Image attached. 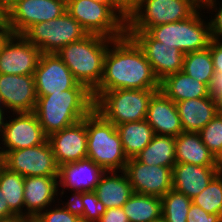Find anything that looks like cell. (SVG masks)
<instances>
[{"label": "cell", "mask_w": 222, "mask_h": 222, "mask_svg": "<svg viewBox=\"0 0 222 222\" xmlns=\"http://www.w3.org/2000/svg\"><path fill=\"white\" fill-rule=\"evenodd\" d=\"M117 89H160L144 52L127 34L108 46L101 81L92 91L94 101L104 91Z\"/></svg>", "instance_id": "obj_1"}, {"label": "cell", "mask_w": 222, "mask_h": 222, "mask_svg": "<svg viewBox=\"0 0 222 222\" xmlns=\"http://www.w3.org/2000/svg\"><path fill=\"white\" fill-rule=\"evenodd\" d=\"M37 97L34 112L47 136L78 123L94 110V98L88 88Z\"/></svg>", "instance_id": "obj_2"}, {"label": "cell", "mask_w": 222, "mask_h": 222, "mask_svg": "<svg viewBox=\"0 0 222 222\" xmlns=\"http://www.w3.org/2000/svg\"><path fill=\"white\" fill-rule=\"evenodd\" d=\"M113 39L89 34L82 40L67 44L56 54L72 75L91 92L99 85L108 46Z\"/></svg>", "instance_id": "obj_3"}, {"label": "cell", "mask_w": 222, "mask_h": 222, "mask_svg": "<svg viewBox=\"0 0 222 222\" xmlns=\"http://www.w3.org/2000/svg\"><path fill=\"white\" fill-rule=\"evenodd\" d=\"M87 158L105 171H124L129 160L113 123L93 110L86 116Z\"/></svg>", "instance_id": "obj_4"}, {"label": "cell", "mask_w": 222, "mask_h": 222, "mask_svg": "<svg viewBox=\"0 0 222 222\" xmlns=\"http://www.w3.org/2000/svg\"><path fill=\"white\" fill-rule=\"evenodd\" d=\"M203 11V12H202ZM205 10L200 7L189 18L151 27L147 32L164 45L178 48L184 54L203 50L209 47L212 40L209 17H205Z\"/></svg>", "instance_id": "obj_5"}, {"label": "cell", "mask_w": 222, "mask_h": 222, "mask_svg": "<svg viewBox=\"0 0 222 222\" xmlns=\"http://www.w3.org/2000/svg\"><path fill=\"white\" fill-rule=\"evenodd\" d=\"M160 89H117L104 91L94 110L115 126L145 120L150 99Z\"/></svg>", "instance_id": "obj_6"}, {"label": "cell", "mask_w": 222, "mask_h": 222, "mask_svg": "<svg viewBox=\"0 0 222 222\" xmlns=\"http://www.w3.org/2000/svg\"><path fill=\"white\" fill-rule=\"evenodd\" d=\"M200 6L193 0H139L127 19L126 31H148L151 27L185 20Z\"/></svg>", "instance_id": "obj_7"}, {"label": "cell", "mask_w": 222, "mask_h": 222, "mask_svg": "<svg viewBox=\"0 0 222 222\" xmlns=\"http://www.w3.org/2000/svg\"><path fill=\"white\" fill-rule=\"evenodd\" d=\"M22 35L42 53H57L67 44L84 39L89 33L66 11L58 18L33 24Z\"/></svg>", "instance_id": "obj_8"}, {"label": "cell", "mask_w": 222, "mask_h": 222, "mask_svg": "<svg viewBox=\"0 0 222 222\" xmlns=\"http://www.w3.org/2000/svg\"><path fill=\"white\" fill-rule=\"evenodd\" d=\"M66 11L89 34L118 39L126 34V22L107 4L92 0H66Z\"/></svg>", "instance_id": "obj_9"}, {"label": "cell", "mask_w": 222, "mask_h": 222, "mask_svg": "<svg viewBox=\"0 0 222 222\" xmlns=\"http://www.w3.org/2000/svg\"><path fill=\"white\" fill-rule=\"evenodd\" d=\"M5 114L0 136V158L8 151L41 145L48 140L35 112ZM15 114V115H14ZM14 117V118H12ZM7 119H9L7 121ZM2 144V145H1Z\"/></svg>", "instance_id": "obj_10"}, {"label": "cell", "mask_w": 222, "mask_h": 222, "mask_svg": "<svg viewBox=\"0 0 222 222\" xmlns=\"http://www.w3.org/2000/svg\"><path fill=\"white\" fill-rule=\"evenodd\" d=\"M0 163L24 177H58L59 173V165L48 140L34 147L8 151L0 158Z\"/></svg>", "instance_id": "obj_11"}, {"label": "cell", "mask_w": 222, "mask_h": 222, "mask_svg": "<svg viewBox=\"0 0 222 222\" xmlns=\"http://www.w3.org/2000/svg\"><path fill=\"white\" fill-rule=\"evenodd\" d=\"M66 12V0H20L6 13L4 23L11 34L22 35L33 24L47 22Z\"/></svg>", "instance_id": "obj_12"}, {"label": "cell", "mask_w": 222, "mask_h": 222, "mask_svg": "<svg viewBox=\"0 0 222 222\" xmlns=\"http://www.w3.org/2000/svg\"><path fill=\"white\" fill-rule=\"evenodd\" d=\"M41 54L23 35L9 33L0 45V74L34 75Z\"/></svg>", "instance_id": "obj_13"}, {"label": "cell", "mask_w": 222, "mask_h": 222, "mask_svg": "<svg viewBox=\"0 0 222 222\" xmlns=\"http://www.w3.org/2000/svg\"><path fill=\"white\" fill-rule=\"evenodd\" d=\"M126 34L142 49L159 81L182 71L185 54L178 48H169L155 40L147 31H126Z\"/></svg>", "instance_id": "obj_14"}, {"label": "cell", "mask_w": 222, "mask_h": 222, "mask_svg": "<svg viewBox=\"0 0 222 222\" xmlns=\"http://www.w3.org/2000/svg\"><path fill=\"white\" fill-rule=\"evenodd\" d=\"M33 76L37 96L72 88H87L75 79L70 69L56 53H42Z\"/></svg>", "instance_id": "obj_15"}, {"label": "cell", "mask_w": 222, "mask_h": 222, "mask_svg": "<svg viewBox=\"0 0 222 222\" xmlns=\"http://www.w3.org/2000/svg\"><path fill=\"white\" fill-rule=\"evenodd\" d=\"M134 193L162 197L172 186V168L147 165L130 158L124 169Z\"/></svg>", "instance_id": "obj_16"}, {"label": "cell", "mask_w": 222, "mask_h": 222, "mask_svg": "<svg viewBox=\"0 0 222 222\" xmlns=\"http://www.w3.org/2000/svg\"><path fill=\"white\" fill-rule=\"evenodd\" d=\"M37 98L33 75L0 74V101L5 114L33 112Z\"/></svg>", "instance_id": "obj_17"}, {"label": "cell", "mask_w": 222, "mask_h": 222, "mask_svg": "<svg viewBox=\"0 0 222 222\" xmlns=\"http://www.w3.org/2000/svg\"><path fill=\"white\" fill-rule=\"evenodd\" d=\"M59 166L87 158L86 117L78 123L48 136Z\"/></svg>", "instance_id": "obj_18"}, {"label": "cell", "mask_w": 222, "mask_h": 222, "mask_svg": "<svg viewBox=\"0 0 222 222\" xmlns=\"http://www.w3.org/2000/svg\"><path fill=\"white\" fill-rule=\"evenodd\" d=\"M106 171L93 160L84 158L59 166L58 191L60 198L68 191L92 192ZM70 189V190H69Z\"/></svg>", "instance_id": "obj_19"}, {"label": "cell", "mask_w": 222, "mask_h": 222, "mask_svg": "<svg viewBox=\"0 0 222 222\" xmlns=\"http://www.w3.org/2000/svg\"><path fill=\"white\" fill-rule=\"evenodd\" d=\"M58 177L31 176L24 179V220L36 217L40 212L56 204L58 198ZM55 202V203H54Z\"/></svg>", "instance_id": "obj_20"}, {"label": "cell", "mask_w": 222, "mask_h": 222, "mask_svg": "<svg viewBox=\"0 0 222 222\" xmlns=\"http://www.w3.org/2000/svg\"><path fill=\"white\" fill-rule=\"evenodd\" d=\"M145 120L157 135L177 137L184 132L176 103L160 90L150 99Z\"/></svg>", "instance_id": "obj_21"}, {"label": "cell", "mask_w": 222, "mask_h": 222, "mask_svg": "<svg viewBox=\"0 0 222 222\" xmlns=\"http://www.w3.org/2000/svg\"><path fill=\"white\" fill-rule=\"evenodd\" d=\"M218 173L216 166L176 163L172 167V186L191 200L202 192Z\"/></svg>", "instance_id": "obj_22"}, {"label": "cell", "mask_w": 222, "mask_h": 222, "mask_svg": "<svg viewBox=\"0 0 222 222\" xmlns=\"http://www.w3.org/2000/svg\"><path fill=\"white\" fill-rule=\"evenodd\" d=\"M176 106L184 132H199L218 114L215 97L211 95L179 101Z\"/></svg>", "instance_id": "obj_23"}, {"label": "cell", "mask_w": 222, "mask_h": 222, "mask_svg": "<svg viewBox=\"0 0 222 222\" xmlns=\"http://www.w3.org/2000/svg\"><path fill=\"white\" fill-rule=\"evenodd\" d=\"M94 192L106 209L123 207L134 193L124 171H106Z\"/></svg>", "instance_id": "obj_24"}, {"label": "cell", "mask_w": 222, "mask_h": 222, "mask_svg": "<svg viewBox=\"0 0 222 222\" xmlns=\"http://www.w3.org/2000/svg\"><path fill=\"white\" fill-rule=\"evenodd\" d=\"M176 163L216 166L215 156L202 142L199 132H183L175 137Z\"/></svg>", "instance_id": "obj_25"}, {"label": "cell", "mask_w": 222, "mask_h": 222, "mask_svg": "<svg viewBox=\"0 0 222 222\" xmlns=\"http://www.w3.org/2000/svg\"><path fill=\"white\" fill-rule=\"evenodd\" d=\"M160 91L175 103L210 95L206 84L193 79L183 71L171 74L160 81Z\"/></svg>", "instance_id": "obj_26"}, {"label": "cell", "mask_w": 222, "mask_h": 222, "mask_svg": "<svg viewBox=\"0 0 222 222\" xmlns=\"http://www.w3.org/2000/svg\"><path fill=\"white\" fill-rule=\"evenodd\" d=\"M116 128L128 159L135 158L155 136L153 128L146 120L126 122Z\"/></svg>", "instance_id": "obj_27"}, {"label": "cell", "mask_w": 222, "mask_h": 222, "mask_svg": "<svg viewBox=\"0 0 222 222\" xmlns=\"http://www.w3.org/2000/svg\"><path fill=\"white\" fill-rule=\"evenodd\" d=\"M135 159L147 165L172 168L176 164L175 137L155 134Z\"/></svg>", "instance_id": "obj_28"}, {"label": "cell", "mask_w": 222, "mask_h": 222, "mask_svg": "<svg viewBox=\"0 0 222 222\" xmlns=\"http://www.w3.org/2000/svg\"><path fill=\"white\" fill-rule=\"evenodd\" d=\"M24 179V176L8 170L0 163V193L20 221L24 220Z\"/></svg>", "instance_id": "obj_29"}, {"label": "cell", "mask_w": 222, "mask_h": 222, "mask_svg": "<svg viewBox=\"0 0 222 222\" xmlns=\"http://www.w3.org/2000/svg\"><path fill=\"white\" fill-rule=\"evenodd\" d=\"M129 222H151L162 216L161 197L133 193L123 205Z\"/></svg>", "instance_id": "obj_30"}, {"label": "cell", "mask_w": 222, "mask_h": 222, "mask_svg": "<svg viewBox=\"0 0 222 222\" xmlns=\"http://www.w3.org/2000/svg\"><path fill=\"white\" fill-rule=\"evenodd\" d=\"M182 71L209 87L215 73L210 45L206 49L186 53Z\"/></svg>", "instance_id": "obj_31"}, {"label": "cell", "mask_w": 222, "mask_h": 222, "mask_svg": "<svg viewBox=\"0 0 222 222\" xmlns=\"http://www.w3.org/2000/svg\"><path fill=\"white\" fill-rule=\"evenodd\" d=\"M161 200L162 217L166 222H187V214L192 204L189 197L172 189L162 196Z\"/></svg>", "instance_id": "obj_32"}, {"label": "cell", "mask_w": 222, "mask_h": 222, "mask_svg": "<svg viewBox=\"0 0 222 222\" xmlns=\"http://www.w3.org/2000/svg\"><path fill=\"white\" fill-rule=\"evenodd\" d=\"M192 203L209 214L222 217V172H218L207 187L192 199Z\"/></svg>", "instance_id": "obj_33"}, {"label": "cell", "mask_w": 222, "mask_h": 222, "mask_svg": "<svg viewBox=\"0 0 222 222\" xmlns=\"http://www.w3.org/2000/svg\"><path fill=\"white\" fill-rule=\"evenodd\" d=\"M199 134L202 142L216 156L222 149V115L217 114Z\"/></svg>", "instance_id": "obj_34"}, {"label": "cell", "mask_w": 222, "mask_h": 222, "mask_svg": "<svg viewBox=\"0 0 222 222\" xmlns=\"http://www.w3.org/2000/svg\"><path fill=\"white\" fill-rule=\"evenodd\" d=\"M82 203L84 205L83 222H98L106 211L104 204L94 191L83 192Z\"/></svg>", "instance_id": "obj_35"}, {"label": "cell", "mask_w": 222, "mask_h": 222, "mask_svg": "<svg viewBox=\"0 0 222 222\" xmlns=\"http://www.w3.org/2000/svg\"><path fill=\"white\" fill-rule=\"evenodd\" d=\"M55 207V208H54ZM39 222H82L81 218L71 214L59 203L48 207L35 217Z\"/></svg>", "instance_id": "obj_36"}, {"label": "cell", "mask_w": 222, "mask_h": 222, "mask_svg": "<svg viewBox=\"0 0 222 222\" xmlns=\"http://www.w3.org/2000/svg\"><path fill=\"white\" fill-rule=\"evenodd\" d=\"M203 9H205V11L207 10L205 14L209 13V17L211 12H212L211 15L212 14L214 15L211 16V18H209L212 39L217 41H222V2H219L218 0H212L209 3H207L203 7Z\"/></svg>", "instance_id": "obj_37"}, {"label": "cell", "mask_w": 222, "mask_h": 222, "mask_svg": "<svg viewBox=\"0 0 222 222\" xmlns=\"http://www.w3.org/2000/svg\"><path fill=\"white\" fill-rule=\"evenodd\" d=\"M139 0H109V6L125 21L136 11Z\"/></svg>", "instance_id": "obj_38"}, {"label": "cell", "mask_w": 222, "mask_h": 222, "mask_svg": "<svg viewBox=\"0 0 222 222\" xmlns=\"http://www.w3.org/2000/svg\"><path fill=\"white\" fill-rule=\"evenodd\" d=\"M187 222H222V217L218 214H209L195 204H191L187 214Z\"/></svg>", "instance_id": "obj_39"}, {"label": "cell", "mask_w": 222, "mask_h": 222, "mask_svg": "<svg viewBox=\"0 0 222 222\" xmlns=\"http://www.w3.org/2000/svg\"><path fill=\"white\" fill-rule=\"evenodd\" d=\"M70 192L72 193L71 197L66 203L64 201L62 203L57 201V203L62 205V207L68 210L71 214L79 216L83 222V212H84V205L82 203L83 192L82 191H70Z\"/></svg>", "instance_id": "obj_40"}, {"label": "cell", "mask_w": 222, "mask_h": 222, "mask_svg": "<svg viewBox=\"0 0 222 222\" xmlns=\"http://www.w3.org/2000/svg\"><path fill=\"white\" fill-rule=\"evenodd\" d=\"M98 222H129L122 207L108 208Z\"/></svg>", "instance_id": "obj_41"}, {"label": "cell", "mask_w": 222, "mask_h": 222, "mask_svg": "<svg viewBox=\"0 0 222 222\" xmlns=\"http://www.w3.org/2000/svg\"><path fill=\"white\" fill-rule=\"evenodd\" d=\"M210 52L213 59L214 71L222 73V41L211 40Z\"/></svg>", "instance_id": "obj_42"}, {"label": "cell", "mask_w": 222, "mask_h": 222, "mask_svg": "<svg viewBox=\"0 0 222 222\" xmlns=\"http://www.w3.org/2000/svg\"><path fill=\"white\" fill-rule=\"evenodd\" d=\"M0 220L5 222H21L9 209L7 201L0 193Z\"/></svg>", "instance_id": "obj_43"}, {"label": "cell", "mask_w": 222, "mask_h": 222, "mask_svg": "<svg viewBox=\"0 0 222 222\" xmlns=\"http://www.w3.org/2000/svg\"><path fill=\"white\" fill-rule=\"evenodd\" d=\"M210 95L215 97L218 93L222 92V73H214L211 83L209 85Z\"/></svg>", "instance_id": "obj_44"}, {"label": "cell", "mask_w": 222, "mask_h": 222, "mask_svg": "<svg viewBox=\"0 0 222 222\" xmlns=\"http://www.w3.org/2000/svg\"><path fill=\"white\" fill-rule=\"evenodd\" d=\"M18 1L20 0H0V9L6 13Z\"/></svg>", "instance_id": "obj_45"}, {"label": "cell", "mask_w": 222, "mask_h": 222, "mask_svg": "<svg viewBox=\"0 0 222 222\" xmlns=\"http://www.w3.org/2000/svg\"><path fill=\"white\" fill-rule=\"evenodd\" d=\"M10 32L8 31L4 21L0 22V45L3 42V39L9 34Z\"/></svg>", "instance_id": "obj_46"}, {"label": "cell", "mask_w": 222, "mask_h": 222, "mask_svg": "<svg viewBox=\"0 0 222 222\" xmlns=\"http://www.w3.org/2000/svg\"><path fill=\"white\" fill-rule=\"evenodd\" d=\"M217 113L222 115V92L215 96Z\"/></svg>", "instance_id": "obj_47"}, {"label": "cell", "mask_w": 222, "mask_h": 222, "mask_svg": "<svg viewBox=\"0 0 222 222\" xmlns=\"http://www.w3.org/2000/svg\"><path fill=\"white\" fill-rule=\"evenodd\" d=\"M215 162L218 172H222V149L215 156Z\"/></svg>", "instance_id": "obj_48"}, {"label": "cell", "mask_w": 222, "mask_h": 222, "mask_svg": "<svg viewBox=\"0 0 222 222\" xmlns=\"http://www.w3.org/2000/svg\"><path fill=\"white\" fill-rule=\"evenodd\" d=\"M198 6L204 7L207 3L212 0H193Z\"/></svg>", "instance_id": "obj_49"}, {"label": "cell", "mask_w": 222, "mask_h": 222, "mask_svg": "<svg viewBox=\"0 0 222 222\" xmlns=\"http://www.w3.org/2000/svg\"><path fill=\"white\" fill-rule=\"evenodd\" d=\"M5 116V112H0V136H1V130H2V123Z\"/></svg>", "instance_id": "obj_50"}, {"label": "cell", "mask_w": 222, "mask_h": 222, "mask_svg": "<svg viewBox=\"0 0 222 222\" xmlns=\"http://www.w3.org/2000/svg\"><path fill=\"white\" fill-rule=\"evenodd\" d=\"M21 222H39V221L35 217H30V218L23 220Z\"/></svg>", "instance_id": "obj_51"}, {"label": "cell", "mask_w": 222, "mask_h": 222, "mask_svg": "<svg viewBox=\"0 0 222 222\" xmlns=\"http://www.w3.org/2000/svg\"><path fill=\"white\" fill-rule=\"evenodd\" d=\"M92 1H95V2H98V3H101V4L109 5V0H92Z\"/></svg>", "instance_id": "obj_52"}, {"label": "cell", "mask_w": 222, "mask_h": 222, "mask_svg": "<svg viewBox=\"0 0 222 222\" xmlns=\"http://www.w3.org/2000/svg\"><path fill=\"white\" fill-rule=\"evenodd\" d=\"M5 13L0 9V22L4 21Z\"/></svg>", "instance_id": "obj_53"}, {"label": "cell", "mask_w": 222, "mask_h": 222, "mask_svg": "<svg viewBox=\"0 0 222 222\" xmlns=\"http://www.w3.org/2000/svg\"><path fill=\"white\" fill-rule=\"evenodd\" d=\"M151 222H166V220L161 216L160 218L152 220Z\"/></svg>", "instance_id": "obj_54"}, {"label": "cell", "mask_w": 222, "mask_h": 222, "mask_svg": "<svg viewBox=\"0 0 222 222\" xmlns=\"http://www.w3.org/2000/svg\"><path fill=\"white\" fill-rule=\"evenodd\" d=\"M0 112H4V109L2 107L1 101H0Z\"/></svg>", "instance_id": "obj_55"}]
</instances>
